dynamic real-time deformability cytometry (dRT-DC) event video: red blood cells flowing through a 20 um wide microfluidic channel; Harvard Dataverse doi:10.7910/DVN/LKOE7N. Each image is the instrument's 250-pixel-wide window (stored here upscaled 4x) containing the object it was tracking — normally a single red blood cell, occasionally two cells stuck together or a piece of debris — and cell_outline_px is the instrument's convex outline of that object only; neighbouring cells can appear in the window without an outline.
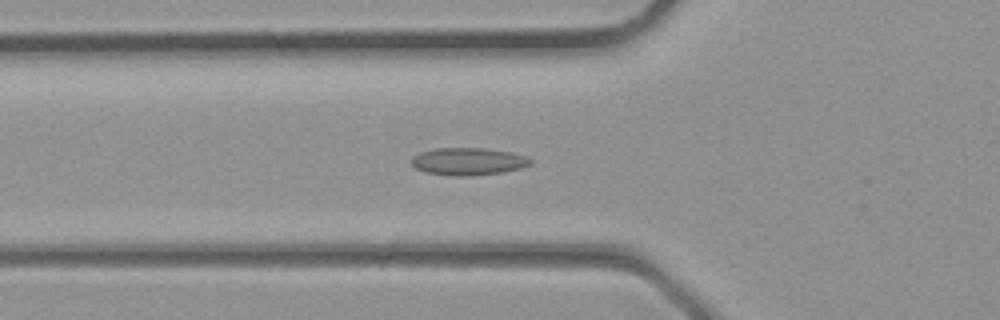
{"species": "common noctule bat (a hibernating species)", "species_latin": "Nyctalus noctula", "temperature_condition": "room temperature", "stored_images_in_passage": 29, "camera_frame_rate_fps": 3000, "um_per_image_px": 0.085, "animal": {"sex": "male", "body_mass_g": 23.1, "forearm_length_mm": 52.7}, "frame": {"image": 1, "passage_image": 7, "time_ms": 2.0, "image_size_px": [1000, 320], "cell_outline_px": [[532, 164], [520, 168], [504, 172], [468, 176], [452, 176], [424, 172], [416, 168], [412, 164], [412, 156], [420, 152], [436, 148], [484, 148], [512, 152], [524, 156], [532, 160]], "centroid_in_image_um": [39.79, 13.72], "position_along_channel_um": 86.0, "area_um2": 19.07}}
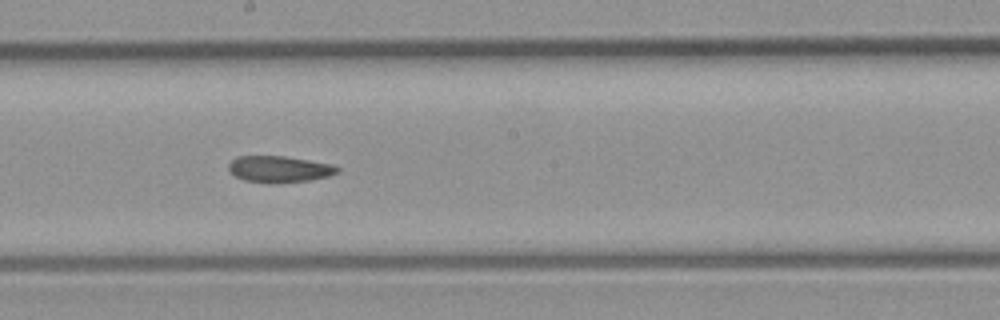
{"frame": {"image": 2, "passage_image": 14, "time_ms": 4.333, "image_size_px": [1000, 320], "cell_outline_px": [[340, 172], [328, 176], [308, 180], [244, 180], [236, 176], [228, 168], [228, 164], [236, 156], [284, 156], [332, 164], [340, 168]], "centroid_in_image_um": [23.77, 14.32], "position_along_channel_um": 224.4, "area_um2": 15.84}}
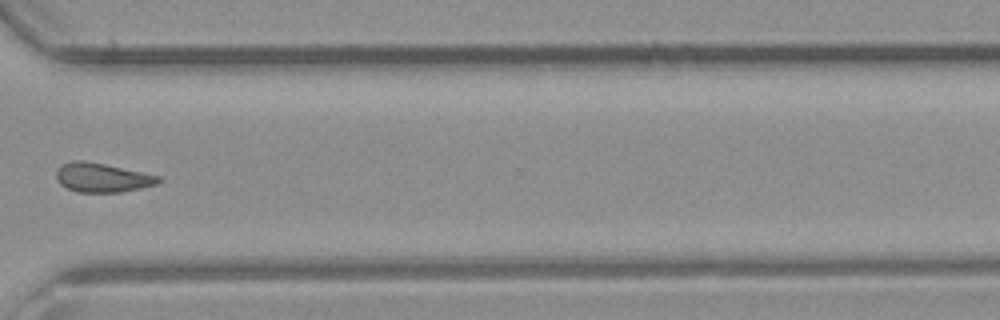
{"frame": {"image": 3, "passage_image": 21, "time_ms": 6.667, "image_size_px": [1000, 320], "cell_outline_px": [[160, 180], [156, 184], [140, 188], [120, 192], [80, 192], [68, 188], [60, 184], [56, 180], [56, 168], [60, 164], [72, 160], [84, 160], [104, 164], [160, 176]], "centroid_in_image_um": [8.62, 15.08], "position_along_channel_um": 362.0, "area_um2": 17.28}}